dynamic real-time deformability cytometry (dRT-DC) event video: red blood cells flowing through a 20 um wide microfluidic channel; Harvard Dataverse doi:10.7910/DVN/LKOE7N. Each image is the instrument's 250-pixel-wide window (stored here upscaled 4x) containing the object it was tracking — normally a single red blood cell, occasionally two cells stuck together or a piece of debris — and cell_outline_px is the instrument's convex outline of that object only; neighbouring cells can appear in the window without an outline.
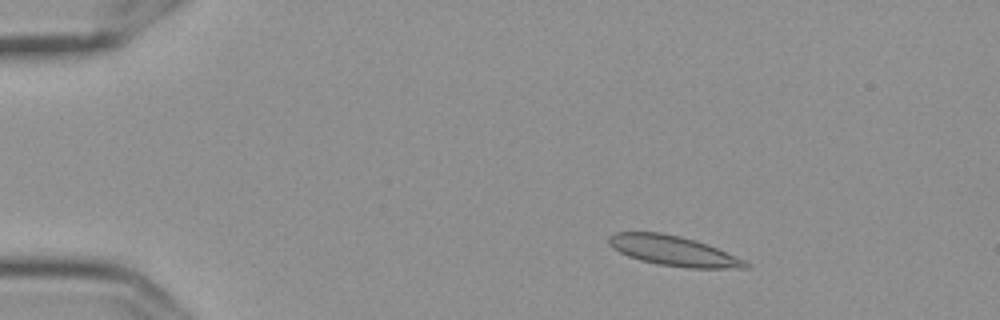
{"species": "Egyptian fruit bat (a non-hibernating species)", "species_latin": "Rousettus aegyptiacus", "temperature_condition": "cold", "stored_images_in_passage": 56, "camera_frame_rate_fps": 3000, "um_per_image_px": 0.085, "frame": {"image": 1, "passage_image": 8, "time_ms": 2.333, "image_size_px": [1000, 320], "cell_outline_px": [[752, 264], [748, 268], [688, 268], [660, 264], [640, 260], [628, 256], [612, 248], [608, 244], [608, 236], [616, 232], [660, 232], [680, 236], [696, 240], [708, 244], [744, 260]], "centroid_in_image_um": [57.23, 21.31], "position_along_channel_um": 27.8, "area_um2": 23.87}}
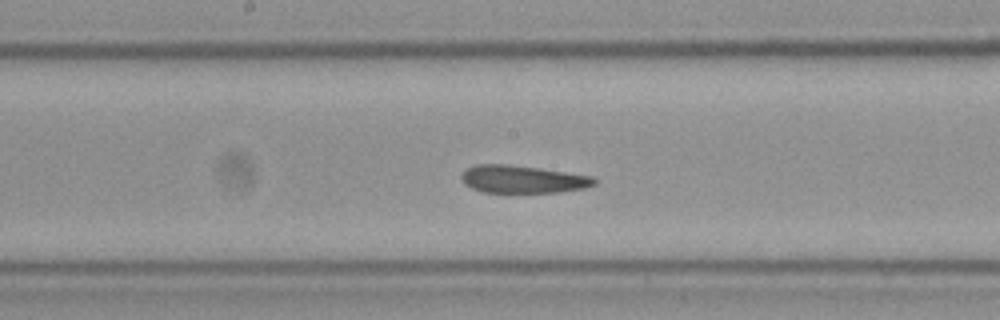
{"frame": {"image": 2, "passage_image": 29, "time_ms": 9.333, "image_size_px": [1000, 320], "cell_outline_px": [[596, 184], [584, 188], [556, 192], [484, 192], [472, 188], [464, 184], [460, 180], [460, 176], [468, 168], [476, 164], [508, 164], [592, 176], [596, 180]], "centroid_in_image_um": [44.38, 15.23], "position_along_channel_um": 203.8, "area_um2": 21.15}}
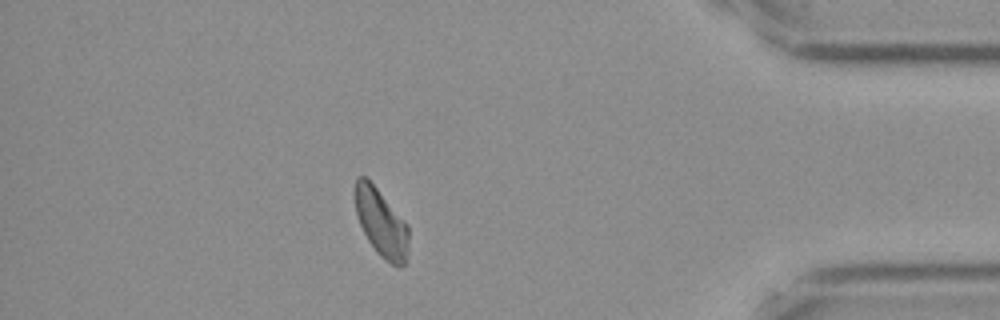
{"frame": {"image": 3, "passage_image": 49, "time_ms": 16.0, "image_size_px": [1000, 320], "cell_outline_px": [[408, 248], [404, 264], [400, 268], [384, 260], [376, 252], [368, 240], [360, 224], [356, 212], [352, 192], [356, 176], [364, 176], [376, 188], [408, 224]], "centroid_in_image_um": [32.37, 18.92], "position_along_channel_um": 402.8, "area_um2": 21.27}, "authors_computed_cell_mechanics": {"area_um2": 22.5131, "velocity_mm_per_s": 3.5459, "shape_relaxation_time_tau1_ms": null, "shape_relaxation_time_tau2_ms": 3.0894, "deformation_change_tau1": null, "deformation_change_tau2": 0.0673}}